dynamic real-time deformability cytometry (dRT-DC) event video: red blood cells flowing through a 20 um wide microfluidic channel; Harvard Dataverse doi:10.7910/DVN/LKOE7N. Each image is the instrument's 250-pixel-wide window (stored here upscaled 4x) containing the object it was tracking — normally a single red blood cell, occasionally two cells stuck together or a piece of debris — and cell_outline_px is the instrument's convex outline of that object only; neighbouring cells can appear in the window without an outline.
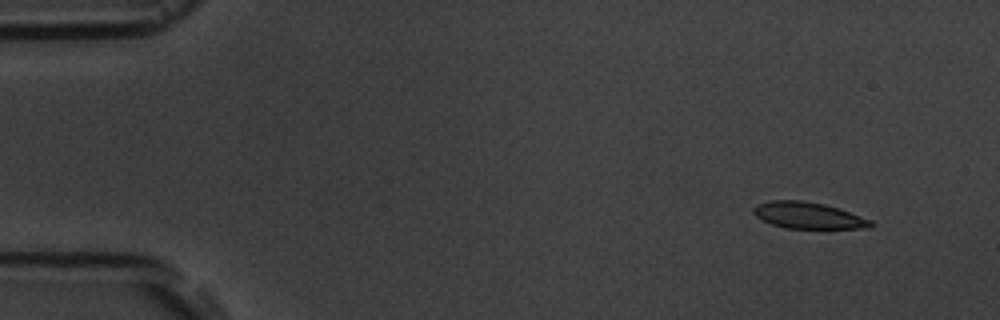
{"species": "common noctule bat (a hibernating species)", "species_latin": "Nyctalus noctula", "temperature_condition": "room temperature", "stored_images_in_passage": 4, "camera_frame_rate_fps": 3000, "um_per_image_px": 0.085, "animal": {"sex": "male", "body_mass_g": 19.5, "forearm_length_mm": 54.6}, "frame": {"image": 1, "passage_image": 1, "time_ms": 0.0, "image_size_px": [1000, 320], "cell_outline_px": [[872, 228], [784, 228], [772, 224], [756, 216], [752, 212], [752, 208], [756, 204], [772, 200], [800, 200], [824, 204], [872, 220]], "centroid_in_image_um": [68.66, 18.31], "position_along_channel_um": 16.3, "area_um2": 17.86}}
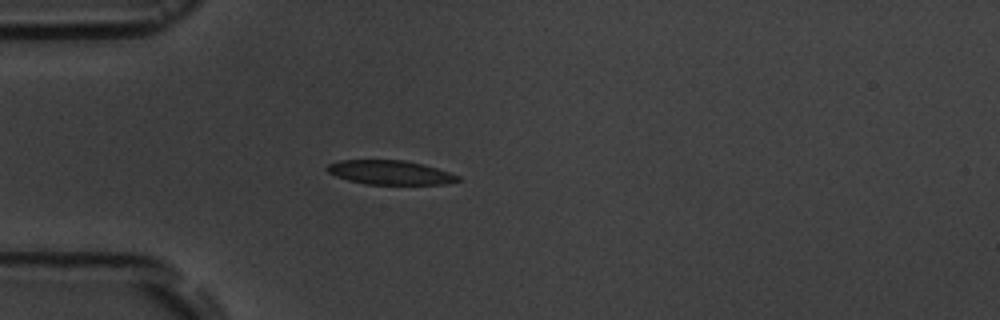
{"frame": {"image": 2, "passage_image": 4, "time_ms": 3.667, "image_size_px": [1000, 320], "cell_outline_px": [[460, 180], [448, 184], [364, 184], [348, 180], [336, 176], [328, 172], [324, 168], [328, 164], [340, 160], [404, 160], [424, 164], [460, 176]], "centroid_in_image_um": [33.14, 14.66], "position_along_channel_um": 51.9, "area_um2": 18.44}}